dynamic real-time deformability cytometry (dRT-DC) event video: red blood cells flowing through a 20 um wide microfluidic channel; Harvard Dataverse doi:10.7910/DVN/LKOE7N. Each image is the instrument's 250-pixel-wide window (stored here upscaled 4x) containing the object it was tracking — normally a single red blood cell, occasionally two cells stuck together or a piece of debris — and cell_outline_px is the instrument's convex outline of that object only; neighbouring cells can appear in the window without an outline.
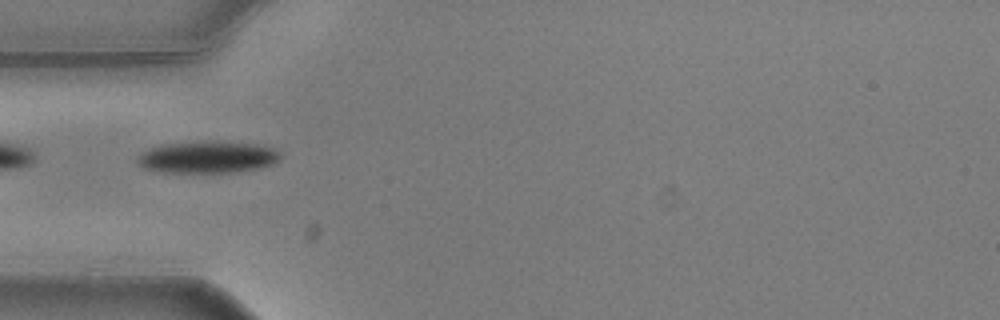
{"species": "common noctule bat (a hibernating species)", "species_latin": "Nyctalus noctula", "temperature_condition": "warm", "stored_images_in_passage": 39, "camera_frame_rate_fps": 3000, "um_per_image_px": 0.085, "animal": {"sex": "male", "body_mass_g": 20.5, "forearm_length_mm": 52.5}, "frame": {"image": 1, "passage_image": 1, "time_ms": 0.0, "image_size_px": [1000, 320], "cell_outline_px": [[280, 160], [272, 164], [260, 168], [232, 172], [160, 172], [140, 168], [136, 160], [144, 152], [160, 144], [208, 140], [216, 140], [256, 144], [276, 148], [280, 152]], "centroid_in_image_um": [17.66, 13.34], "position_along_channel_um": 67.3, "area_um2": 26.99}}
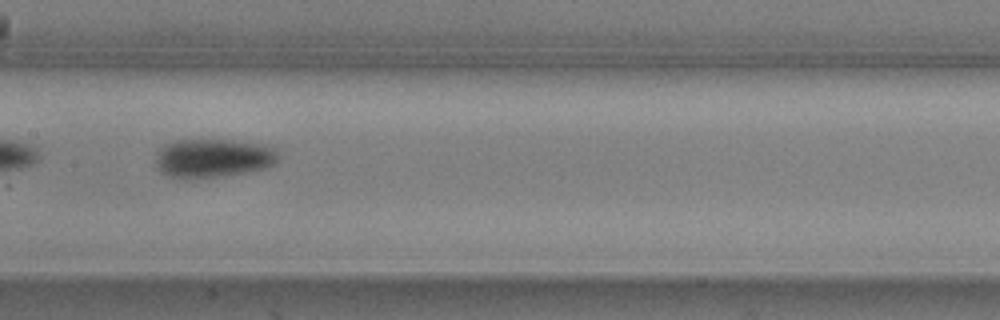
{"frame": {"image": 2, "passage_image": 11, "time_ms": 3.333, "image_size_px": [1000, 320], "cell_outline_px": [[280, 156], [276, 164], [264, 168], [224, 176], [192, 180], [176, 180], [160, 172], [156, 168], [156, 152], [164, 144], [176, 140], [232, 140], [260, 144], [276, 148]], "centroid_in_image_um": [18.06, 13.47], "position_along_channel_um": 189.3, "area_um2": 28.44}}
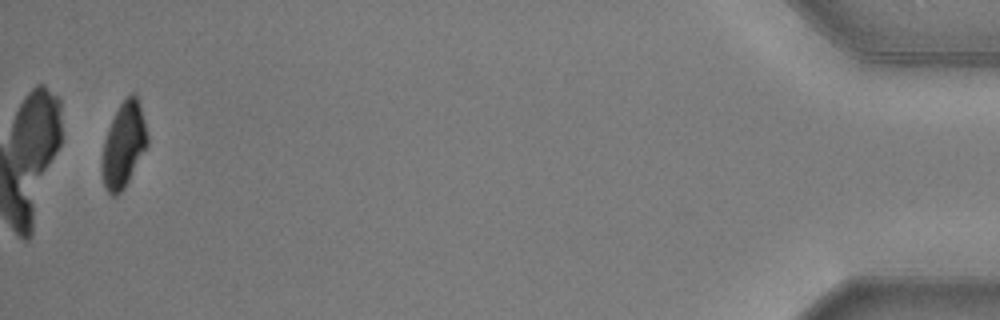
{"frame": {"image": 3, "passage_image": 38, "time_ms": 12.333, "image_size_px": [1000, 320], "cell_outline_px": [[148, 144], [128, 180], [120, 192], [116, 196], [112, 196], [104, 188], [100, 172], [100, 156], [104, 140], [108, 128], [120, 104], [132, 92], [136, 96], [140, 104], [148, 136]], "centroid_in_image_um": [10.46, 12.35], "position_along_channel_um": 424.7, "area_um2": 22.48}, "authors_computed_cell_mechanics": {"area_um2": 26.6458, "velocity_mm_per_s": 3.6262, "shape_relaxation_time_tau1_ms": 2.2452, "shape_relaxation_time_tau2_ms": null, "deformation_change_tau1": 0.1344, "deformation_change_tau2": null}}